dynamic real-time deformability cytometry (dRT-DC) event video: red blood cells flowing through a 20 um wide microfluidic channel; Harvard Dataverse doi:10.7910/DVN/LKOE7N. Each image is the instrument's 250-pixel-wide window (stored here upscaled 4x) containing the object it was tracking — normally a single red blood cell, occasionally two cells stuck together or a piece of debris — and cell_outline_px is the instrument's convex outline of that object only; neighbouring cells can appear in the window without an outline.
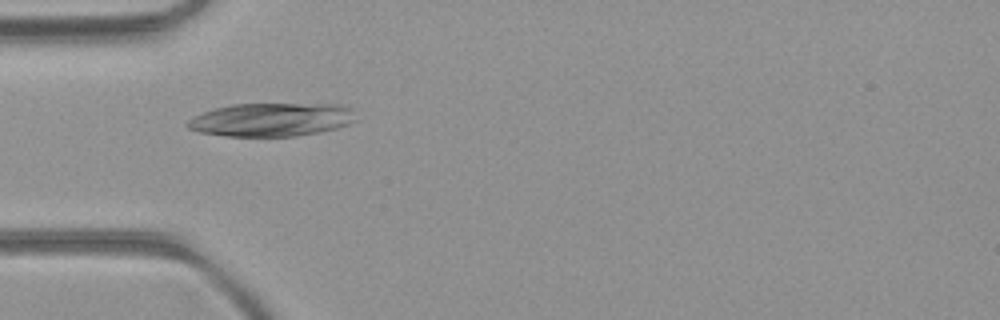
{"species": "common noctule bat (a hibernating species)", "species_latin": "Nyctalus noctula", "temperature_condition": "room temperature", "stored_images_in_passage": 22, "camera_frame_rate_fps": 3000, "um_per_image_px": 0.085, "animal": {"sex": "female", "body_mass_g": 21.9}, "frame": {"image": 1, "passage_image": 1, "time_ms": 0.0, "image_size_px": [1000, 320], "cell_outline_px": [[356, 120], [348, 124], [336, 128], [320, 132], [296, 136], [228, 136], [200, 132], [188, 128], [184, 124], [192, 116], [216, 108], [232, 104], [340, 104], [352, 108]], "centroid_in_image_um": [23.07, 10.16], "position_along_channel_um": 61.9, "area_um2": 32.83}}
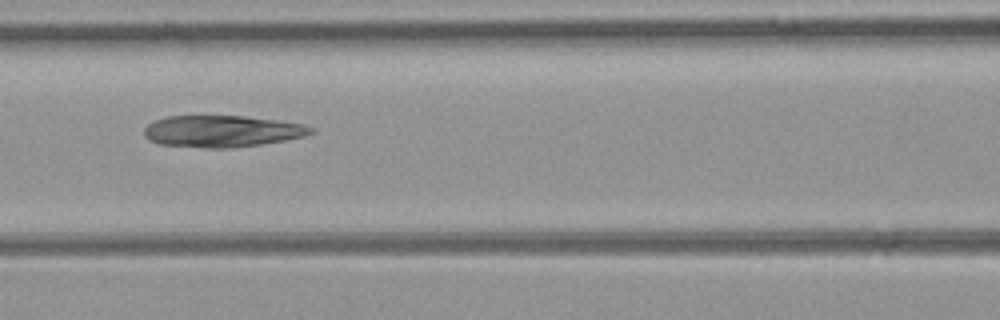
{"frame": {"image": 2, "passage_image": 7, "time_ms": 2.0, "image_size_px": [1000, 320], "cell_outline_px": [[316, 132], [304, 136], [284, 140], [260, 144], [228, 148], [208, 148], [160, 144], [148, 140], [144, 136], [144, 128], [148, 124], [156, 120], [168, 116], [244, 116], [276, 120], [304, 124], [316, 128]], "centroid_in_image_um": [18.89, 11.15], "position_along_channel_um": 147.7, "area_um2": 30.75}}
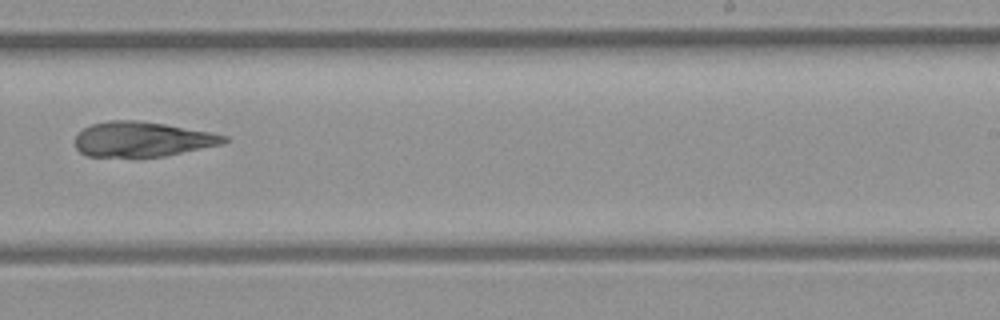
{"frame": {"image": 3, "passage_image": 16, "time_ms": 5.0, "image_size_px": [1000, 320], "cell_outline_px": [[228, 140], [220, 144], [164, 156], [88, 156], [80, 152], [76, 148], [76, 136], [84, 128], [92, 124], [108, 120], [140, 120], [212, 132], [228, 136]], "centroid_in_image_um": [12.08, 11.82], "position_along_channel_um": 276.9, "area_um2": 30.0}}